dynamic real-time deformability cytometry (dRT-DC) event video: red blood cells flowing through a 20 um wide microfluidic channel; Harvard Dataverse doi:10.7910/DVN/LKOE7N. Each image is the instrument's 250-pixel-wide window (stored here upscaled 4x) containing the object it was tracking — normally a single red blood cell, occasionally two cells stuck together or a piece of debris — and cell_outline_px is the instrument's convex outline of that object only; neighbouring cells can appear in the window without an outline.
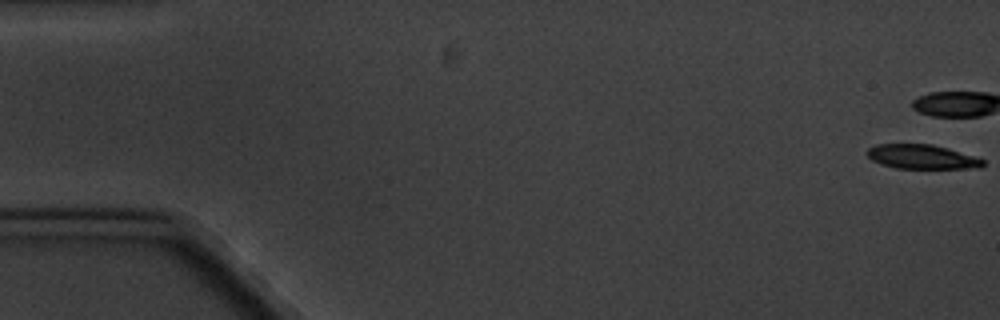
{"species": "common noctule bat (a hibernating species)", "species_latin": "Nyctalus noctula", "temperature_condition": "cold", "stored_images_in_passage": 13, "camera_frame_rate_fps": 3000, "um_per_image_px": 0.085, "animal": {"sex": "male", "body_mass_g": 20.1, "forearm_length_mm": 53.5}, "frame": {"image": 1, "passage_image": 1, "time_ms": 0.0, "image_size_px": [1000, 320], "cell_outline_px": [[984, 164], [980, 168], [896, 168], [880, 164], [872, 160], [868, 156], [868, 148], [876, 144], [932, 144], [948, 148], [984, 160]], "centroid_in_image_um": [78.34, 13.32], "position_along_channel_um": 6.7, "area_um2": 16.24}}
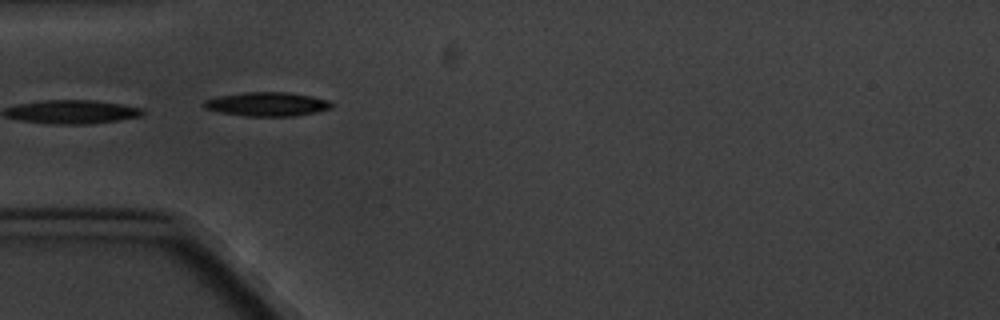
{"frame": {"image": 2, "passage_image": 6, "time_ms": 6.333, "image_size_px": [1000, 320], "cell_outline_px": [[332, 108], [316, 112], [292, 116], [244, 116], [220, 112], [204, 108], [204, 100], [220, 96], [244, 92], [288, 92], [312, 96], [328, 100], [332, 104]], "centroid_in_image_um": [22.71, 8.85], "position_along_channel_um": 62.3, "area_um2": 17.74}}